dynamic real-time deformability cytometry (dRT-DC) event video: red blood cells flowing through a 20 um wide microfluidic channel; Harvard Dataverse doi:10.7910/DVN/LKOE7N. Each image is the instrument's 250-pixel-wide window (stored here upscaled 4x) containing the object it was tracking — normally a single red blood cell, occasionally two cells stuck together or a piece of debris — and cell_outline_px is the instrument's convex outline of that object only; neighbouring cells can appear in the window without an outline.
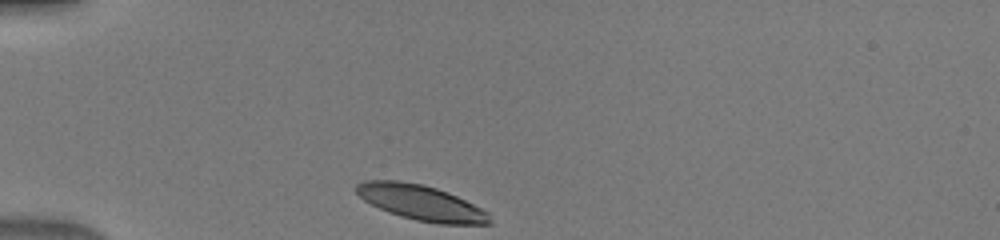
{"species": "human", "species_latin": "Homo sapiens", "temperature_condition": "warm", "stored_images_in_passage": 31, "camera_frame_rate_fps": 3000, "um_per_image_px": 0.085, "donor": {"sex": "male"}, "frame": {"image": 1, "passage_image": 1, "time_ms": 0.0, "image_size_px": [1000, 240], "cell_outline_px": [[492, 224], [440, 224], [416, 220], [400, 216], [388, 212], [364, 200], [356, 192], [356, 184], [364, 180], [400, 180], [424, 184], [448, 192], [488, 212], [492, 220]], "centroid_in_image_um": [35.79, 17.22], "position_along_channel_um": 49.2, "area_um2": 27.34}}
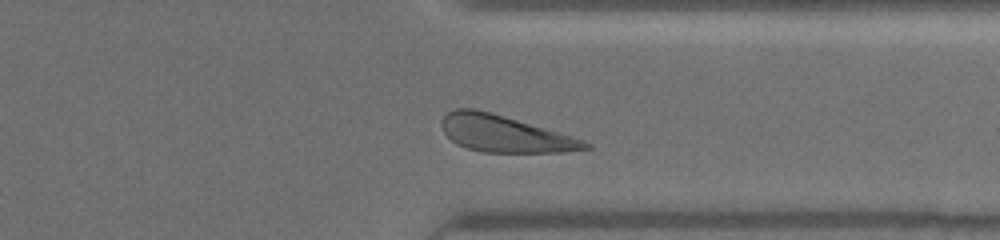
{"frame": {"image": 2, "passage_image": 27, "time_ms": 8.667, "image_size_px": [1000, 240], "cell_outline_px": [[592, 148], [560, 152], [484, 152], [468, 148], [456, 144], [444, 132], [440, 124], [440, 120], [448, 112], [456, 108], [476, 108], [584, 140], [592, 144]], "centroid_in_image_um": [42.85, 11.37], "position_along_channel_um": 368.6, "area_um2": 30.17}}
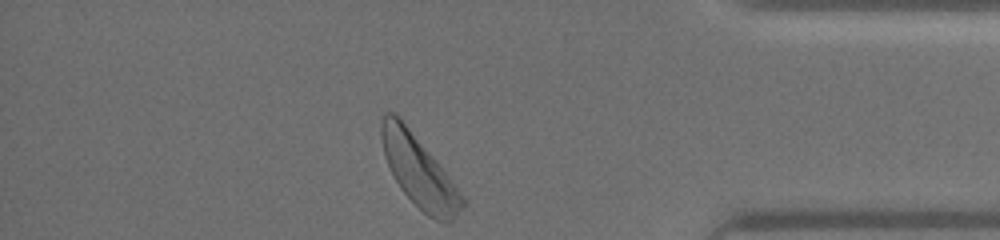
{"frame": {"image": 3, "passage_image": 31, "time_ms": 10.0, "image_size_px": [1000, 240], "cell_outline_px": [[464, 204], [456, 216], [448, 224], [444, 224], [428, 216], [400, 188], [384, 156], [380, 136], [380, 128], [384, 112], [392, 112], [408, 128], [436, 160], [456, 188], [464, 200]], "centroid_in_image_um": [35.58, 14.58], "position_along_channel_um": 399.6, "area_um2": 32.43}}